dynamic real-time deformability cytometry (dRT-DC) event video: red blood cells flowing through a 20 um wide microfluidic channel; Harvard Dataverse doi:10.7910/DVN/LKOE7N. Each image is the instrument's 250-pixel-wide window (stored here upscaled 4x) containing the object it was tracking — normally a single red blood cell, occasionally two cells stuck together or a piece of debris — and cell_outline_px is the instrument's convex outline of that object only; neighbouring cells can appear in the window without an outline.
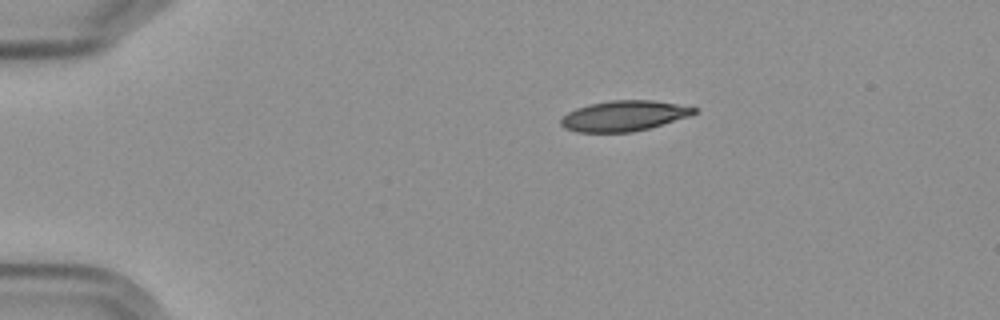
{"species": "Egyptian fruit bat (a non-hibernating species)", "species_latin": "Rousettus aegyptiacus", "temperature_condition": "cold", "stored_images_in_passage": 5, "camera_frame_rate_fps": 3000, "um_per_image_px": 0.085, "frame": {"image": 1, "passage_image": 1, "time_ms": 0.0, "image_size_px": [1000, 320], "cell_outline_px": [[696, 112], [688, 116], [648, 128], [632, 132], [576, 132], [564, 128], [560, 124], [560, 120], [568, 112], [576, 108], [588, 104], [612, 100], [652, 100], [676, 104], [696, 108]], "centroid_in_image_um": [52.97, 9.85], "position_along_channel_um": 32.0, "area_um2": 23.35}}
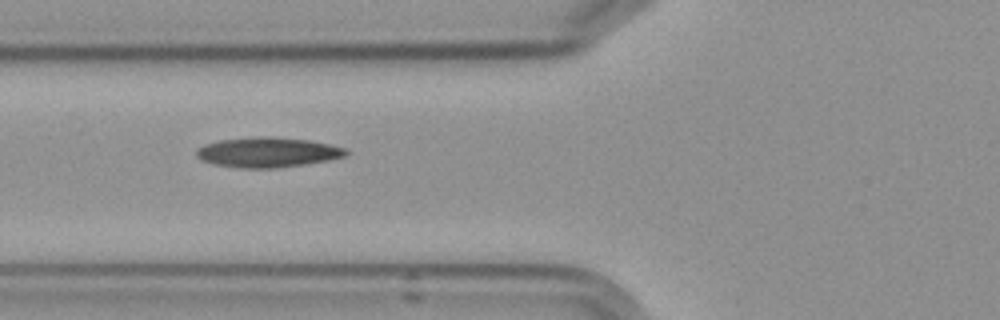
{"frame": {"image": 2, "passage_image": 4, "time_ms": 3.667, "image_size_px": [1000, 320], "cell_outline_px": [[348, 152], [344, 156], [328, 160], [304, 164], [276, 168], [240, 168], [212, 164], [200, 160], [196, 156], [196, 148], [204, 144], [220, 140], [256, 136], [268, 136], [312, 140], [348, 148]], "centroid_in_image_um": [22.73, 12.94], "position_along_channel_um": 103.1, "area_um2": 26.41}}
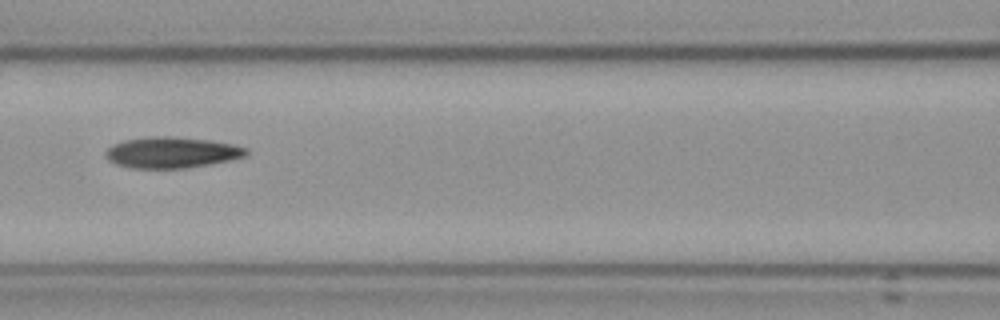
{"frame": {"image": 3, "passage_image": 5, "time_ms": 5.0, "image_size_px": [1000, 320], "cell_outline_px": [[248, 156], [208, 164], [184, 168], [128, 168], [116, 164], [108, 160], [104, 156], [104, 152], [112, 144], [124, 140], [156, 136], [168, 136], [208, 140], [232, 144], [248, 148]], "centroid_in_image_um": [14.56, 12.96], "position_along_channel_um": 152.0, "area_um2": 25.37}}